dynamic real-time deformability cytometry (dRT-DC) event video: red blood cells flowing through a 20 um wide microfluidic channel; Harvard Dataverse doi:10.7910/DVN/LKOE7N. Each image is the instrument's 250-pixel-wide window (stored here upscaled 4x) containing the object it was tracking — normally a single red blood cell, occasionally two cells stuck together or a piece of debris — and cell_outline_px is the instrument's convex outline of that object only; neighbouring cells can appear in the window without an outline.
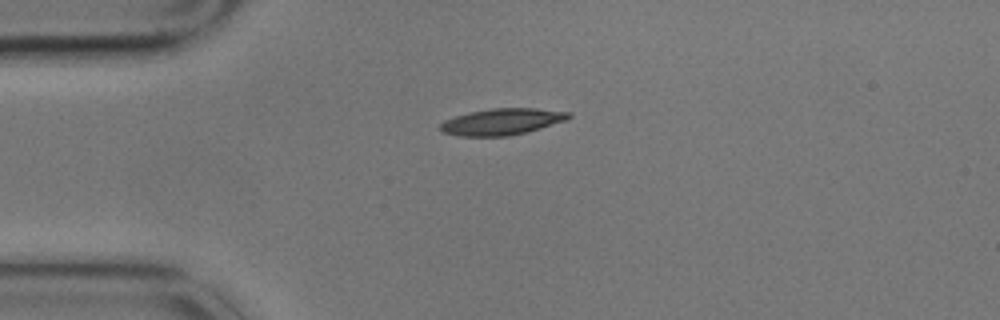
{"species": "common noctule bat (a hibernating species)", "species_latin": "Nyctalus noctula", "temperature_condition": "cold", "stored_images_in_passage": 2, "camera_frame_rate_fps": 3000, "um_per_image_px": 0.085, "animal": {"sex": "male", "body_mass_g": 17.9}, "frame": {"image": 1, "passage_image": 1, "time_ms": 0.0, "image_size_px": [1000, 320], "cell_outline_px": [[572, 116], [568, 120], [540, 128], [508, 136], [460, 136], [444, 132], [440, 128], [440, 124], [444, 120], [456, 116], [472, 112], [492, 108], [536, 108], [572, 112]], "centroid_in_image_um": [42.72, 10.33], "position_along_channel_um": 42.3, "area_um2": 19.65}}